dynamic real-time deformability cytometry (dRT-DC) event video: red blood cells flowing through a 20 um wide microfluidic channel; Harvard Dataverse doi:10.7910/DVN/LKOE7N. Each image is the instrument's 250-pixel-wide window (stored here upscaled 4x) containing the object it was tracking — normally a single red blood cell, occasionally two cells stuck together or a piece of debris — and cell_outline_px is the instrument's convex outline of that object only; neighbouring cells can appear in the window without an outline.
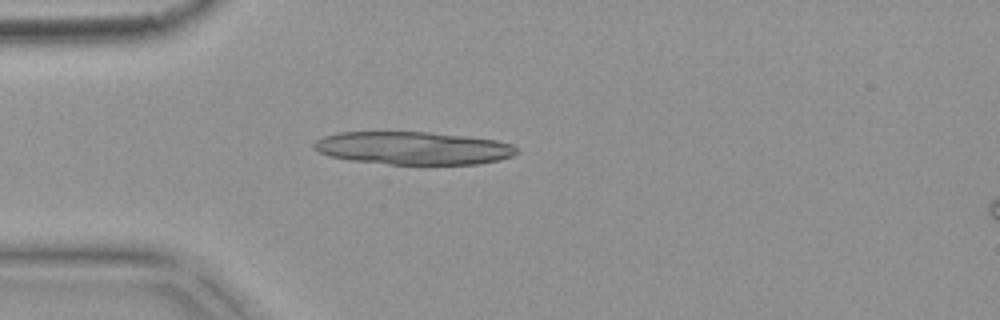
{"species": "common noctule bat (a hibernating species)", "species_latin": "Nyctalus noctula", "temperature_condition": "warm", "stored_images_in_passage": 5, "camera_frame_rate_fps": 3000, "um_per_image_px": 0.085, "animal": {"sex": "female", "body_mass_g": 18.4}, "frame": {"image": 1, "passage_image": 4, "time_ms": 1.0, "image_size_px": [1000, 320], "cell_outline_px": [[520, 152], [512, 156], [500, 160], [476, 164], [388, 164], [352, 160], [328, 156], [312, 148], [312, 144], [316, 140], [324, 136], [340, 132], [428, 132], [464, 136], [496, 140], [512, 144], [520, 148]], "centroid_in_image_um": [35.14, 12.59], "position_along_channel_um": 49.9, "area_um2": 38.96}}